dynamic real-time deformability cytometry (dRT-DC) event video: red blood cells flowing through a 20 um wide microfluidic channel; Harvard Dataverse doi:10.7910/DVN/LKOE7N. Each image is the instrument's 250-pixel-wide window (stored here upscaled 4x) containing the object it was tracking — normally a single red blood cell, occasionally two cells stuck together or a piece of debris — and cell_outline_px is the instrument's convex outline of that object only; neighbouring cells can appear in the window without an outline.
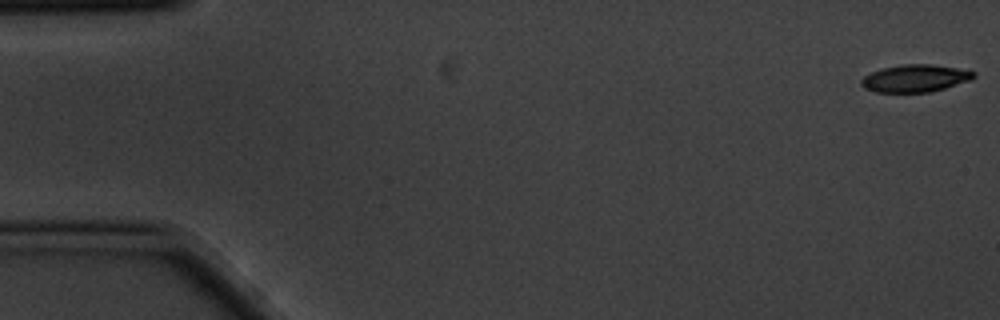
{"species": "common noctule bat (a hibernating species)", "species_latin": "Nyctalus noctula", "temperature_condition": "cold", "stored_images_in_passage": 6, "camera_frame_rate_fps": 3000, "um_per_image_px": 0.085, "animal": {"sex": "male", "body_mass_g": 20.1, "forearm_length_mm": 53.5}, "frame": {"image": 1, "passage_image": 1, "time_ms": 0.0, "image_size_px": [1000, 320], "cell_outline_px": [[976, 76], [972, 80], [944, 88], [928, 92], [876, 92], [864, 88], [860, 84], [860, 80], [864, 76], [872, 72], [884, 68], [900, 64], [932, 64], [956, 68], [976, 72]], "centroid_in_image_um": [77.79, 6.65], "position_along_channel_um": 7.2, "area_um2": 17.92}}
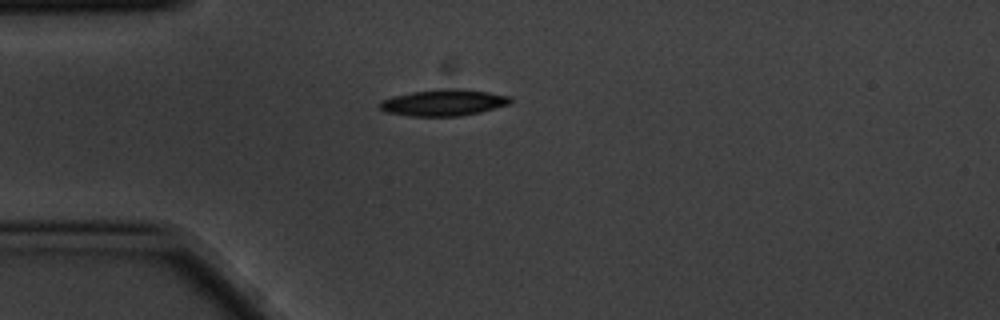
{"frame": {"image": 2, "passage_image": 5, "time_ms": 1.333, "image_size_px": [1000, 320], "cell_outline_px": [[512, 104], [480, 112], [460, 116], [412, 116], [384, 112], [380, 108], [380, 100], [392, 96], [412, 92], [440, 88], [460, 88], [488, 92], [512, 96]], "centroid_in_image_um": [37.73, 8.71], "position_along_channel_um": 47.3, "area_um2": 20.4}}